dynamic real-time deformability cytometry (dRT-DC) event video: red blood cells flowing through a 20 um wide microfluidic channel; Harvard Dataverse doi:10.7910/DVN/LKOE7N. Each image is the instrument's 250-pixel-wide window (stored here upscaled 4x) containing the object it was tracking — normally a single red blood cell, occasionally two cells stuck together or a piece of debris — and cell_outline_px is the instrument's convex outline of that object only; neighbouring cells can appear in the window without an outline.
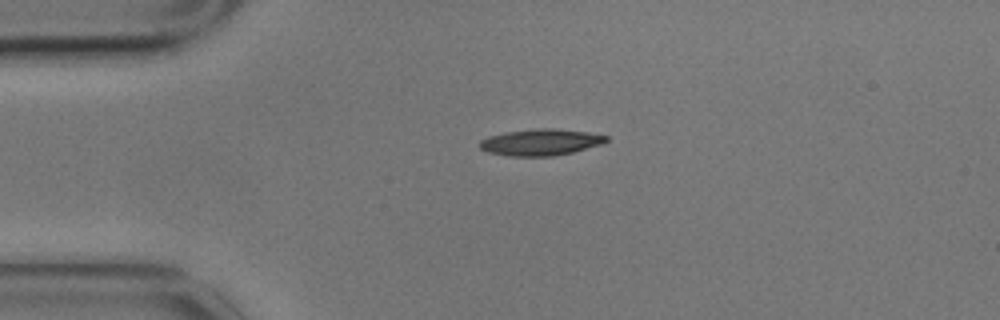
{"species": "common noctule bat (a hibernating species)", "species_latin": "Nyctalus noctula", "temperature_condition": "cold", "stored_images_in_passage": 3, "camera_frame_rate_fps": 3000, "um_per_image_px": 0.085, "animal": {"sex": "male", "body_mass_g": 17.9}, "frame": {"image": 1, "passage_image": 1, "time_ms": 0.0, "image_size_px": [1000, 320], "cell_outline_px": [[608, 140], [604, 144], [572, 152], [552, 156], [508, 156], [488, 152], [480, 148], [480, 140], [488, 136], [504, 132], [540, 128], [556, 128], [588, 132], [608, 136]], "centroid_in_image_um": [45.97, 12.08], "position_along_channel_um": 39.0, "area_um2": 19.59}}